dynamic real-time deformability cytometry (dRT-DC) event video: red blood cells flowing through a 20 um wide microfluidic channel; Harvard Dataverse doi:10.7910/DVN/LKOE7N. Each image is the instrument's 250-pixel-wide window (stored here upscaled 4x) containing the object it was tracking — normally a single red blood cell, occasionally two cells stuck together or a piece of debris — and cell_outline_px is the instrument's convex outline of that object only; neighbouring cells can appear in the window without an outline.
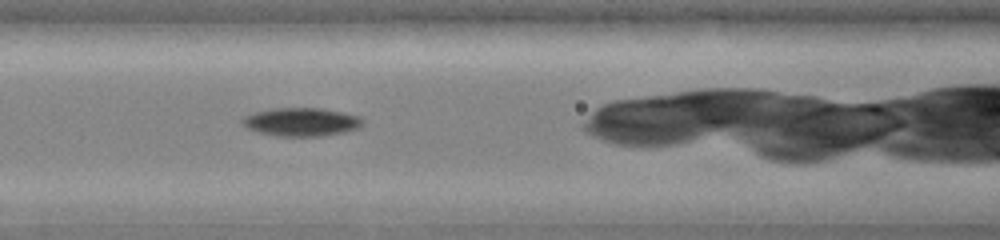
{"species": "common noctule bat (a hibernating species)", "species_latin": "Nyctalus noctula", "temperature_condition": "warm", "stored_images_in_passage": 44, "camera_frame_rate_fps": 3000, "um_per_image_px": 0.085, "animal": {"sex": "female", "body_mass_g": 19.0, "forearm_length_mm": 51.5}, "frame": {"image": 1, "passage_image": 19, "time_ms": 6.0, "image_size_px": [1000, 240], "cell_outline_px": [[364, 124], [360, 128], [344, 132], [324, 136], [276, 136], [256, 132], [248, 128], [240, 120], [244, 116], [252, 112], [272, 108], [324, 108], [344, 112], [360, 116], [364, 120]], "centroid_in_image_um": [25.64, 10.36], "position_along_channel_um": 141.0, "area_um2": 20.29}}
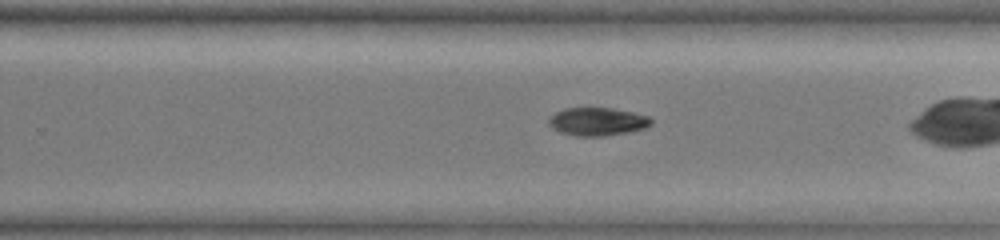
{"frame": {"image": 2, "passage_image": 30, "time_ms": 9.667, "image_size_px": [1000, 240], "cell_outline_px": [[652, 124], [644, 128], [628, 132], [604, 136], [576, 136], [560, 132], [552, 128], [548, 124], [548, 116], [564, 108], [612, 108], [632, 112], [648, 116], [652, 120]], "centroid_in_image_um": [50.74, 10.33], "position_along_channel_um": 279.1, "area_um2": 16.82}}
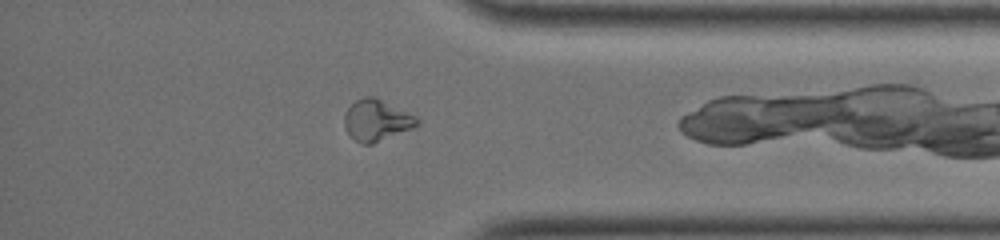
{"frame": {"image": 3, "passage_image": 40, "time_ms": 13.0, "image_size_px": [1000, 240], "cell_outline_px": [[420, 124], [412, 128], [372, 144], [364, 144], [356, 140], [344, 128], [344, 116], [348, 108], [356, 100], [364, 96], [376, 96], [416, 116], [420, 120]], "centroid_in_image_um": [32.02, 10.2], "position_along_channel_um": 403.2, "area_um2": 17.46}}